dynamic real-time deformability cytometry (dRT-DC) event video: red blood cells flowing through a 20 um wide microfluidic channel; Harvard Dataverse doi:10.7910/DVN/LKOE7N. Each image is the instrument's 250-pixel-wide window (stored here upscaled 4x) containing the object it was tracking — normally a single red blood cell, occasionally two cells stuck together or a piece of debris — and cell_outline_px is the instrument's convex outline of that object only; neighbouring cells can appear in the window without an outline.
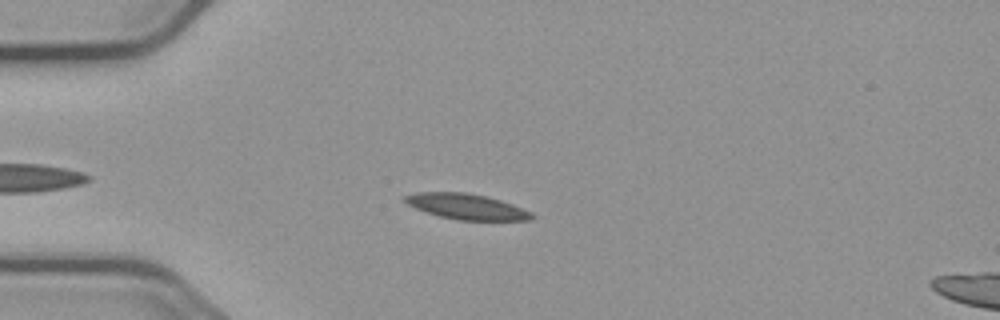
{"species": "common noctule bat (a hibernating species)", "species_latin": "Nyctalus noctula", "temperature_condition": "cold", "stored_images_in_passage": 49, "camera_frame_rate_fps": 3000, "um_per_image_px": 0.085, "animal": {"sex": "male", "body_mass_g": 23.1, "forearm_length_mm": 52.7}, "frame": {"image": 1, "passage_image": 8, "time_ms": 2.333, "image_size_px": [1000, 320], "cell_outline_px": [[536, 216], [532, 220], [456, 220], [440, 216], [416, 208], [408, 204], [404, 200], [404, 196], [416, 192], [464, 192], [484, 196], [500, 200], [512, 204], [532, 212]], "centroid_in_image_um": [39.69, 17.56], "position_along_channel_um": 45.3, "area_um2": 18.73}}
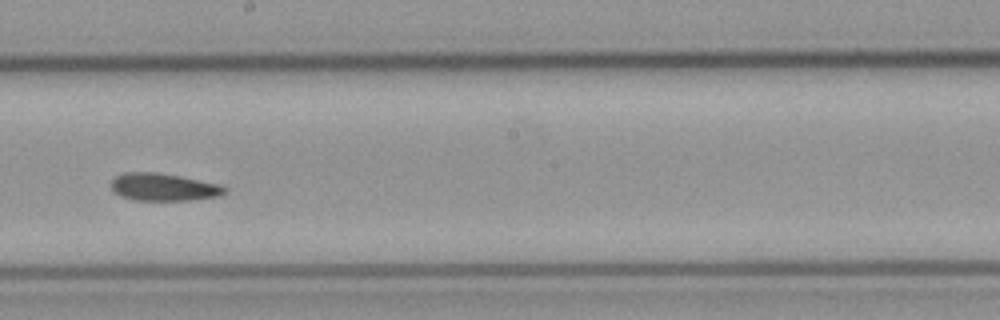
{"frame": {"image": 2, "passage_image": 25, "time_ms": 8.0, "image_size_px": [1000, 320], "cell_outline_px": [[228, 192], [220, 196], [192, 200], [136, 200], [120, 196], [112, 192], [112, 180], [116, 176], [124, 172], [156, 172], [180, 176], [220, 184], [228, 188]], "centroid_in_image_um": [13.93, 15.9], "position_along_channel_um": 234.3, "area_um2": 18.38}}
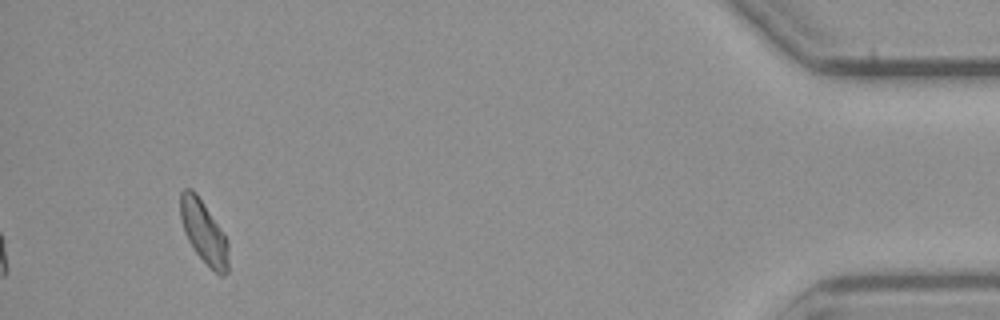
{"frame": {"image": 3, "passage_image": 46, "time_ms": 15.0, "image_size_px": [1000, 320], "cell_outline_px": [[228, 272], [224, 276], [220, 276], [196, 252], [188, 240], [184, 232], [180, 216], [180, 192], [184, 188], [192, 188], [196, 192], [224, 232], [228, 240]], "centroid_in_image_um": [17.33, 19.69], "position_along_channel_um": 417.9, "area_um2": 17.63}, "authors_computed_cell_mechanics": {"area_um2": 18.3804, "velocity_mm_per_s": 3.6962, "shape_relaxation_time_tau1_ms": null, "shape_relaxation_time_tau2_ms": 10.9806, "deformation_change_tau1": null, "deformation_change_tau2": 0.1795}}